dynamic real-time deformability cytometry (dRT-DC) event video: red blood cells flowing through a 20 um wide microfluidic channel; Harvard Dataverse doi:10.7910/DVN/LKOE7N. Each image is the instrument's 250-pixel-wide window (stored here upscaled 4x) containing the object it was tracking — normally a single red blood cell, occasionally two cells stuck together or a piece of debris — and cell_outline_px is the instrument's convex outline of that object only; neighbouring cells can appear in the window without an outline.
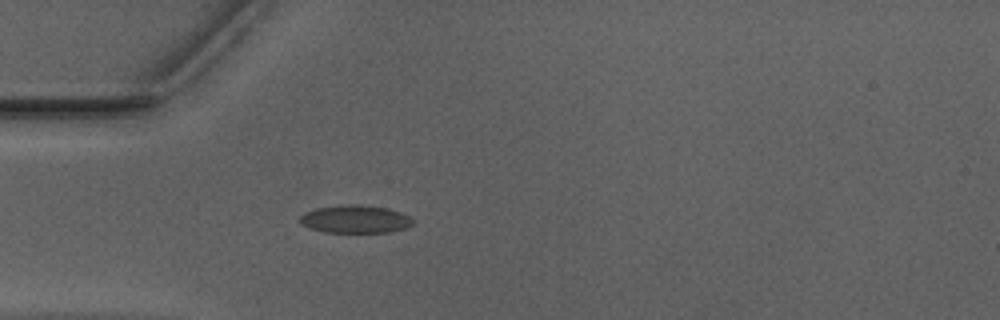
{"species": "Egyptian fruit bat (a non-hibernating species)", "species_latin": "Rousettus aegyptiacus", "temperature_condition": "warm", "stored_images_in_passage": 38, "camera_frame_rate_fps": 3000, "um_per_image_px": 0.085, "animal": {"sex": "male"}, "frame": {"image": 1, "passage_image": 1, "time_ms": 0.0, "image_size_px": [1000, 320], "cell_outline_px": [[416, 220], [412, 224], [404, 228], [392, 232], [324, 232], [308, 228], [300, 224], [300, 216], [304, 212], [316, 208], [344, 204], [360, 204], [388, 208], [412, 216]], "centroid_in_image_um": [30.21, 18.62], "position_along_channel_um": 54.8, "area_um2": 18.67}}
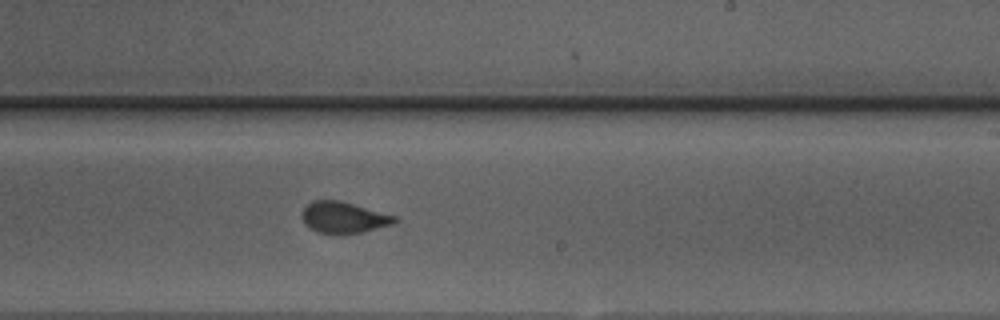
{"frame": {"image": 2, "passage_image": 17, "time_ms": 5.333, "image_size_px": [1000, 320], "cell_outline_px": [[400, 220], [396, 224], [364, 232], [340, 236], [332, 236], [316, 232], [308, 228], [304, 224], [300, 216], [300, 212], [308, 204], [316, 200], [340, 200], [396, 216]], "centroid_in_image_um": [29.2, 18.54], "position_along_channel_um": 259.8, "area_um2": 17.74}}
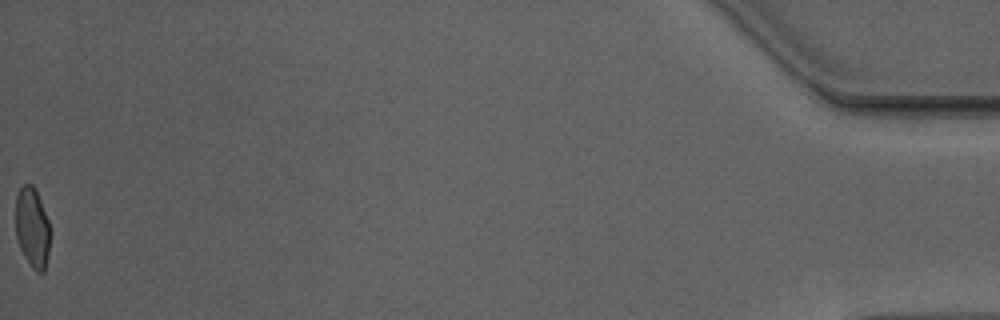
{"frame": {"image": 3, "passage_image": 38, "time_ms": 12.333, "image_size_px": [1000, 320], "cell_outline_px": [[48, 252], [44, 272], [36, 272], [32, 268], [24, 256], [20, 248], [16, 236], [16, 196], [20, 188], [24, 184], [32, 184], [36, 188], [48, 220]], "centroid_in_image_um": [2.72, 19.32], "position_along_channel_um": 432.5, "area_um2": 15.9}, "authors_computed_cell_mechanics": {"area_um2": 17.1955, "velocity_mm_per_s": 3.9647, "shape_relaxation_time_tau1_ms": 5.5576, "shape_relaxation_time_tau2_ms": null, "deformation_change_tau1": 0.1469, "deformation_change_tau2": null}}